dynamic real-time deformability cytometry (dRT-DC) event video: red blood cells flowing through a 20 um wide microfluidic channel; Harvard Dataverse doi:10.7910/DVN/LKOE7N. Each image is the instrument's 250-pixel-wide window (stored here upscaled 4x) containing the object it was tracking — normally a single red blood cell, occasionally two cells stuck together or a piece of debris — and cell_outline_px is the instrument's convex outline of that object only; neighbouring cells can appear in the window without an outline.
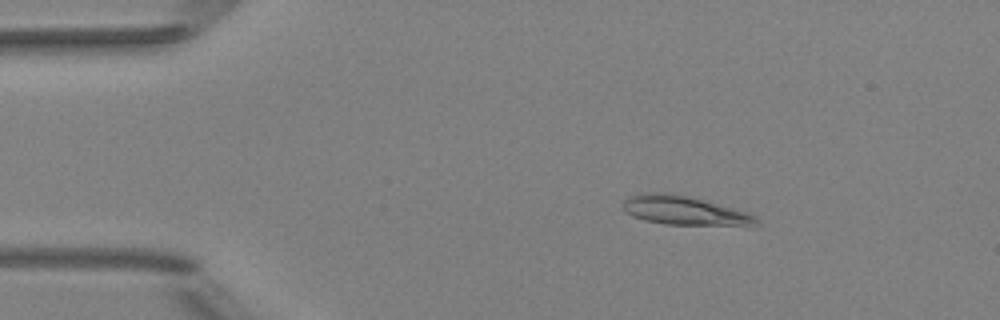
{"species": "Egyptian fruit bat (a non-hibernating species)", "species_latin": "Rousettus aegyptiacus", "temperature_condition": "room temperature", "stored_images_in_passage": 44, "camera_frame_rate_fps": 3000, "um_per_image_px": 0.085, "animal": {"sex": "female"}, "frame": {"image": 1, "passage_image": 1, "time_ms": 0.0, "image_size_px": [1000, 320], "cell_outline_px": [[764, 224], [752, 228], [664, 224], [644, 220], [632, 216], [624, 212], [624, 200], [628, 196], [644, 192], [668, 192], [688, 196], [704, 200], [748, 212], [756, 216]], "centroid_in_image_um": [58.34, 17.95], "position_along_channel_um": 26.7, "area_um2": 23.7}}
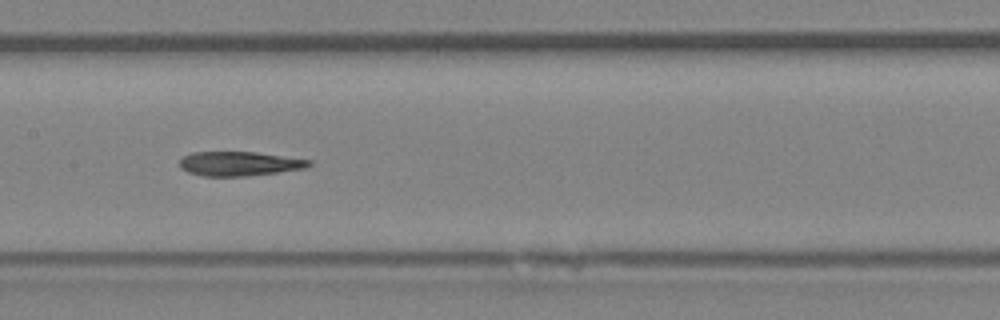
{"frame": {"image": 2, "passage_image": 18, "time_ms": 5.667, "image_size_px": [1000, 320], "cell_outline_px": [[312, 164], [304, 168], [248, 176], [204, 176], [188, 172], [180, 168], [180, 156], [192, 152], [256, 152], [312, 160]], "centroid_in_image_um": [20.3, 13.9], "position_along_channel_um": 187.1, "area_um2": 18.32}}
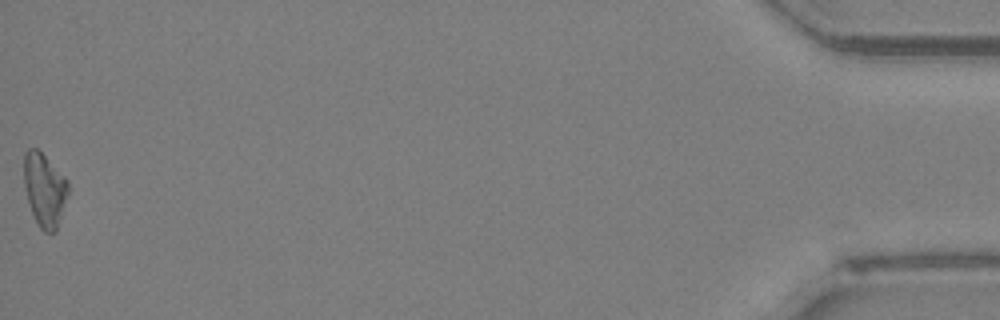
{"frame": {"image": 3, "passage_image": 44, "time_ms": 14.333, "image_size_px": [1000, 320], "cell_outline_px": [[68, 196], [56, 232], [44, 232], [40, 228], [32, 212], [28, 200], [24, 184], [24, 152], [28, 148], [36, 148], [68, 180]], "centroid_in_image_um": [3.79, 16.14], "position_along_channel_um": 431.4, "area_um2": 18.73}}